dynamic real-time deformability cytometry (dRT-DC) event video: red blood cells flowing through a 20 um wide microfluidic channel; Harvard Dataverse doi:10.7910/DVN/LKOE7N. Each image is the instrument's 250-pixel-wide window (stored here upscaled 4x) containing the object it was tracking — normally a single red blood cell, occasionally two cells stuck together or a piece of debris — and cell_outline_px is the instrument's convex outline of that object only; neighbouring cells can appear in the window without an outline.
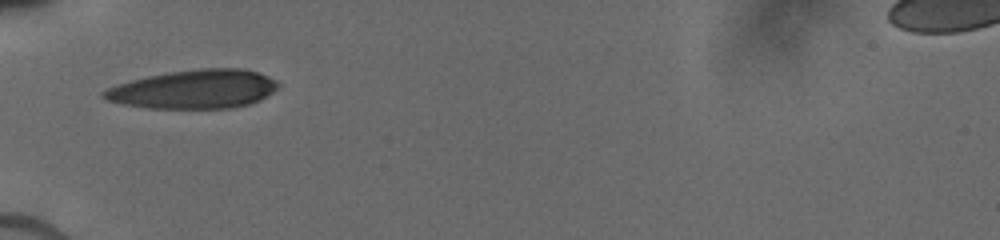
{"species": "human", "species_latin": "Homo sapiens", "temperature_condition": "cold", "stored_images_in_passage": 6, "camera_frame_rate_fps": 3000, "um_per_image_px": 0.085, "donor": {"sex": "male"}, "frame": {"image": 1, "passage_image": 1, "time_ms": 0.0, "image_size_px": [1000, 240], "cell_outline_px": [[280, 84], [272, 92], [260, 100], [248, 104], [232, 108], [148, 108], [124, 104], [108, 100], [100, 96], [100, 92], [116, 84], [148, 76], [168, 72], [200, 68], [244, 68], [268, 76], [276, 80]], "centroid_in_image_um": [16.49, 7.58], "position_along_channel_um": 68.5, "area_um2": 39.36}}
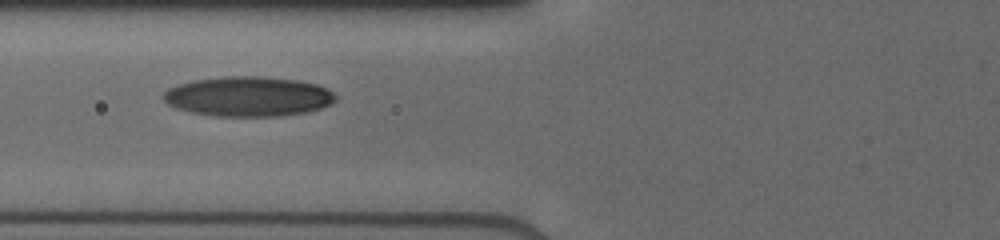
{"frame": {"image": 2, "passage_image": 3, "time_ms": 1.0, "image_size_px": [1000, 240], "cell_outline_px": [[336, 100], [320, 108], [304, 112], [280, 116], [212, 116], [188, 112], [176, 108], [168, 104], [160, 96], [168, 88], [192, 80], [224, 76], [264, 76], [296, 80], [316, 84], [328, 88], [336, 96]], "centroid_in_image_um": [21.05, 8.19], "position_along_channel_um": 104.7, "area_um2": 40.17}}
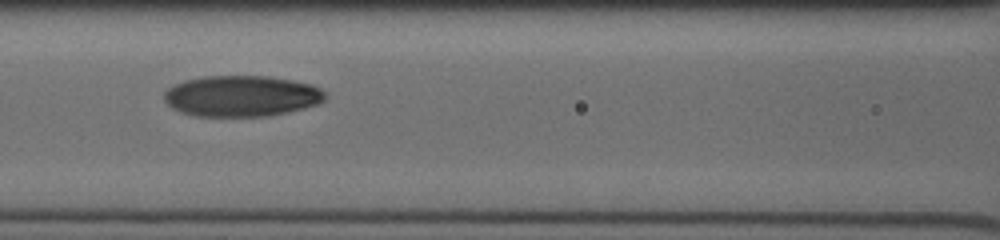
{"frame": {"image": 3, "passage_image": 5, "time_ms": 2.0, "image_size_px": [1000, 240], "cell_outline_px": [[328, 96], [320, 104], [288, 112], [268, 116], [196, 116], [180, 112], [172, 108], [164, 100], [164, 92], [172, 84], [184, 80], [204, 76], [268, 76], [292, 80], [312, 84], [328, 92]], "centroid_in_image_um": [20.56, 8.16], "position_along_channel_um": 146.0, "area_um2": 38.96}}